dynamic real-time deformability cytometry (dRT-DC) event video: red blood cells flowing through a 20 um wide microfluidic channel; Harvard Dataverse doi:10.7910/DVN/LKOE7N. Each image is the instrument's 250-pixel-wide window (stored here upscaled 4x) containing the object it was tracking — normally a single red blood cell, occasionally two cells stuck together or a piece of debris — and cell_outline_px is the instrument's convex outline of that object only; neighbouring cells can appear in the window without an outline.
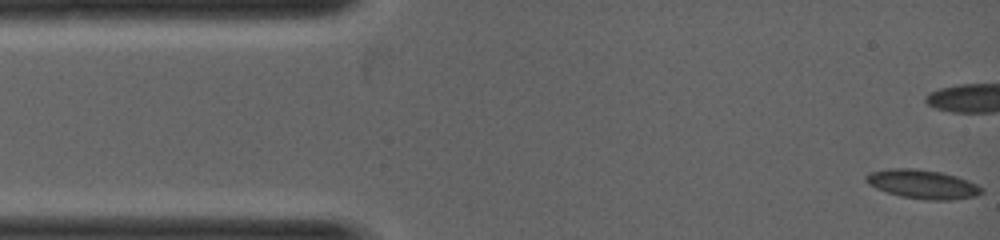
{"species": "common noctule bat (a hibernating species)", "species_latin": "Nyctalus noctula", "temperature_condition": "warm", "stored_images_in_passage": 8, "camera_frame_rate_fps": 5000, "um_per_image_px": 0.085, "animal": {"sex": "female", "body_mass_g": 19.0, "forearm_length_mm": 53.3}, "frame": {"image": 1, "passage_image": 1, "time_ms": 0.0, "image_size_px": [1000, 240], "cell_outline_px": [[984, 192], [976, 196], [952, 200], [928, 200], [900, 196], [876, 188], [868, 184], [864, 180], [864, 176], [872, 172], [888, 168], [916, 168], [940, 172], [956, 176], [968, 180], [984, 188]], "centroid_in_image_um": [78.44, 15.65], "position_along_channel_um": 6.6, "area_um2": 19.59}}
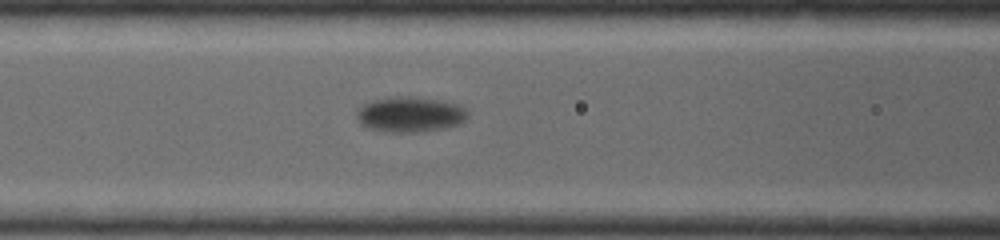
{"frame": {"image": 2, "passage_image": 8, "time_ms": 1.4, "image_size_px": [1000, 240], "cell_outline_px": [[468, 116], [460, 124], [444, 128], [416, 132], [388, 132], [368, 128], [360, 124], [356, 116], [356, 112], [364, 104], [372, 100], [400, 96], [440, 100], [460, 104], [468, 112]], "centroid_in_image_um": [34.86, 9.73], "position_along_channel_um": 131.7, "area_um2": 22.77}}